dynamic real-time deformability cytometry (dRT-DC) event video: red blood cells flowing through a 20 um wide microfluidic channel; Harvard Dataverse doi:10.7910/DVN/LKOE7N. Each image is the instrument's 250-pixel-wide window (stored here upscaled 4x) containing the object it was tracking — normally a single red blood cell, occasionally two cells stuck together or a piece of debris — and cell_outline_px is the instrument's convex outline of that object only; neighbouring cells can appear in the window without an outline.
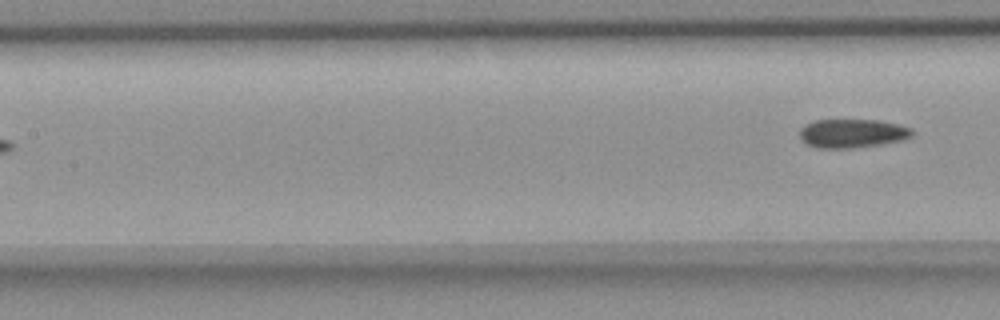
{"species": "common noctule bat (a hibernating species)", "species_latin": "Nyctalus noctula", "temperature_condition": "room temperature", "stored_images_in_passage": 8, "camera_frame_rate_fps": 3000, "um_per_image_px": 0.085, "animal": {"sex": "female", "body_mass_g": 18.4}, "frame": {"image": 1, "passage_image": 8, "time_ms": 2.333, "image_size_px": [1000, 320], "cell_outline_px": [[912, 136], [900, 140], [852, 148], [820, 148], [808, 144], [800, 136], [800, 128], [804, 124], [816, 120], [876, 120], [896, 124], [912, 128]], "centroid_in_image_um": [72.41, 11.32], "position_along_channel_um": 135.0, "area_um2": 18.44}}